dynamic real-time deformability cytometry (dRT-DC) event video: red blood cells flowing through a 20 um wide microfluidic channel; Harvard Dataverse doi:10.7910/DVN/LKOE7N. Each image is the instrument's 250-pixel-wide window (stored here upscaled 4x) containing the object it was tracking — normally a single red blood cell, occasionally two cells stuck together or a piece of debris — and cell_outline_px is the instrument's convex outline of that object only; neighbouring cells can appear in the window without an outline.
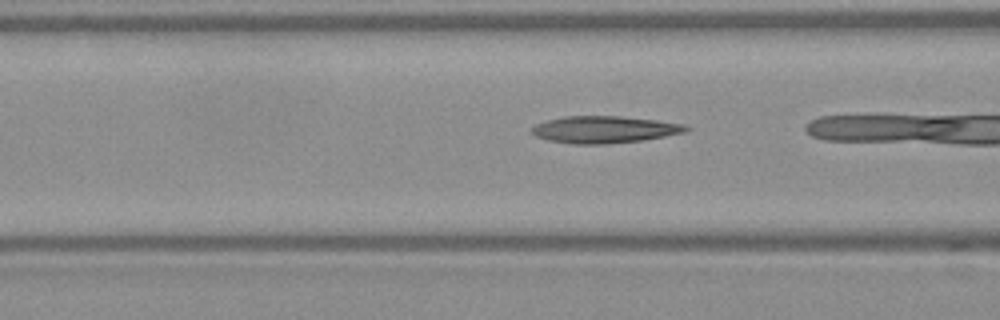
{"species": "Egyptian fruit bat (a non-hibernating species)", "species_latin": "Rousettus aegyptiacus", "temperature_condition": "warm", "stored_images_in_passage": 37, "camera_frame_rate_fps": 3000, "um_per_image_px": 0.085, "frame": {"image": 1, "passage_image": 16, "time_ms": 5.0, "image_size_px": [1000, 320], "cell_outline_px": [[692, 128], [688, 132], [640, 140], [604, 144], [572, 144], [548, 140], [536, 136], [532, 132], [532, 128], [536, 124], [548, 120], [564, 116], [620, 116], [656, 120], [684, 124]], "centroid_in_image_um": [51.4, 11.01], "position_along_channel_um": 115.2, "area_um2": 24.16}}
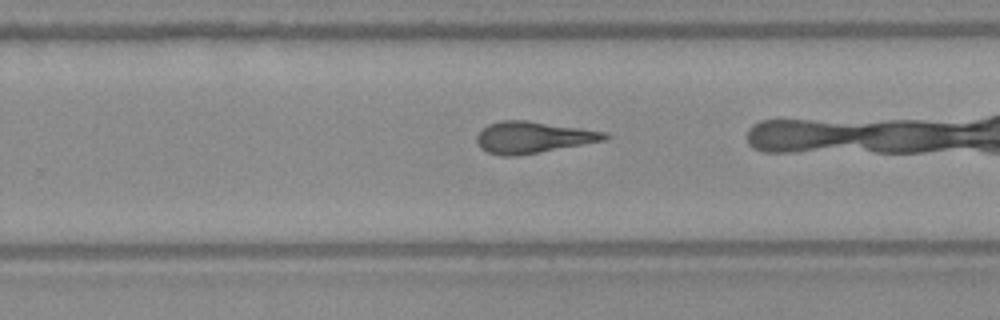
{"frame": {"image": 2, "passage_image": 29, "time_ms": 9.333, "image_size_px": [1000, 320], "cell_outline_px": [[612, 136], [604, 140], [516, 156], [504, 156], [488, 152], [480, 148], [476, 140], [476, 136], [488, 124], [500, 120], [528, 120], [608, 132]], "centroid_in_image_um": [45.3, 11.66], "position_along_channel_um": 284.5, "area_um2": 23.41}}
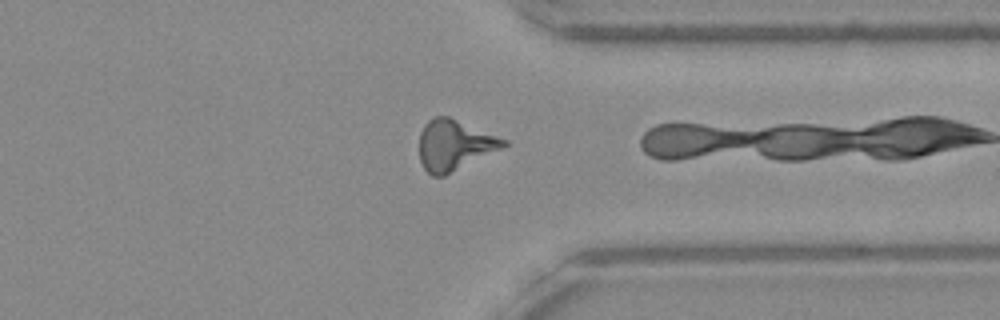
{"frame": {"image": 3, "passage_image": 36, "time_ms": 11.667, "image_size_px": [1000, 320], "cell_outline_px": [[508, 144], [504, 148], [444, 176], [432, 176], [424, 168], [420, 160], [420, 132], [424, 124], [428, 120], [436, 116], [448, 116], [508, 140]], "centroid_in_image_um": [38.64, 12.33], "position_along_channel_um": 372.8, "area_um2": 24.8}}